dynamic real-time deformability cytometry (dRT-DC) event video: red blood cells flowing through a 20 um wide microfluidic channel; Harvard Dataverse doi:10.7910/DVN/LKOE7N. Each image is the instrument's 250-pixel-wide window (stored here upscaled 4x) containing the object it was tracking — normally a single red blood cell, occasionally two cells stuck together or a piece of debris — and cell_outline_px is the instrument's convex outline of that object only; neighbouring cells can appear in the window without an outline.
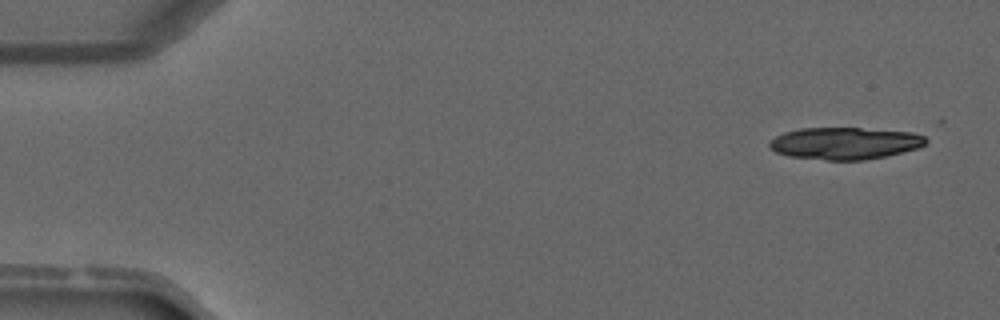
{"species": "common noctule bat (a hibernating species)", "species_latin": "Nyctalus noctula", "temperature_condition": "warm", "stored_images_in_passage": 4, "camera_frame_rate_fps": 3000, "um_per_image_px": 0.085, "animal": {"sex": "male", "forearm_length_mm": 52.5}, "frame": {"image": 1, "passage_image": 1, "time_ms": 0.0, "image_size_px": [1000, 320], "cell_outline_px": [[928, 140], [920, 148], [888, 156], [864, 160], [828, 160], [788, 156], [776, 152], [768, 148], [768, 140], [784, 132], [800, 128], [860, 128], [912, 132], [924, 136]], "centroid_in_image_um": [71.8, 12.18], "position_along_channel_um": 13.2, "area_um2": 29.48}}